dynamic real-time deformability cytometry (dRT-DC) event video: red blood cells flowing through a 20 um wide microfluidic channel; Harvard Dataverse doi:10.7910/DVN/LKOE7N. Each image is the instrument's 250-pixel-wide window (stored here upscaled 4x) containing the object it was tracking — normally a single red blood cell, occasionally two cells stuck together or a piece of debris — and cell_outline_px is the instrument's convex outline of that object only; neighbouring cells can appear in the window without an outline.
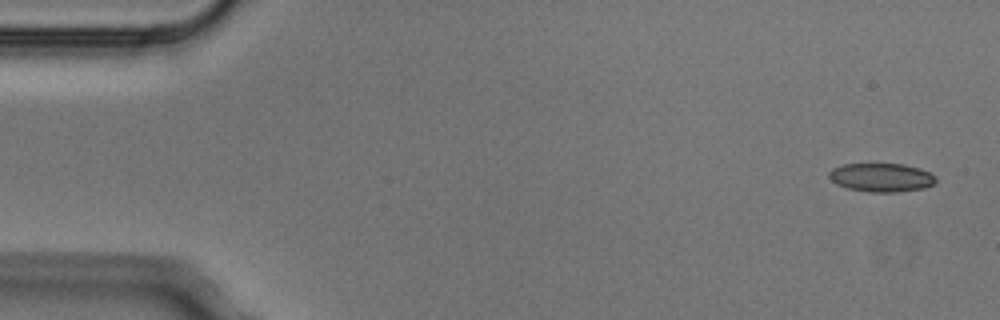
{"species": "Egyptian fruit bat (a non-hibernating species)", "species_latin": "Rousettus aegyptiacus", "temperature_condition": "cold", "stored_images_in_passage": 4, "camera_frame_rate_fps": 3000, "um_per_image_px": 0.085, "animal": {"sex": "male"}, "frame": {"image": 1, "passage_image": 1, "time_ms": 0.0, "image_size_px": [1000, 320], "cell_outline_px": [[936, 184], [924, 188], [896, 192], [868, 192], [848, 188], [836, 184], [828, 176], [828, 172], [832, 168], [844, 164], [904, 164], [920, 168], [936, 176]], "centroid_in_image_um": [74.93, 15.08], "position_along_channel_um": 10.1, "area_um2": 17.92}}
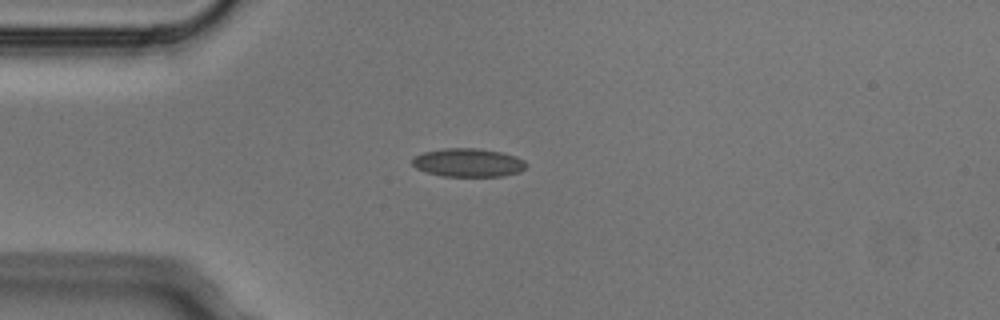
{"frame": {"image": 2, "passage_image": 4, "time_ms": 1.0, "image_size_px": [1000, 320], "cell_outline_px": [[528, 164], [520, 172], [504, 176], [444, 176], [428, 172], [416, 168], [412, 164], [412, 160], [416, 156], [424, 152], [444, 148], [476, 148], [500, 152], [516, 156], [524, 160]], "centroid_in_image_um": [39.83, 13.82], "position_along_channel_um": 45.2, "area_um2": 18.79}}